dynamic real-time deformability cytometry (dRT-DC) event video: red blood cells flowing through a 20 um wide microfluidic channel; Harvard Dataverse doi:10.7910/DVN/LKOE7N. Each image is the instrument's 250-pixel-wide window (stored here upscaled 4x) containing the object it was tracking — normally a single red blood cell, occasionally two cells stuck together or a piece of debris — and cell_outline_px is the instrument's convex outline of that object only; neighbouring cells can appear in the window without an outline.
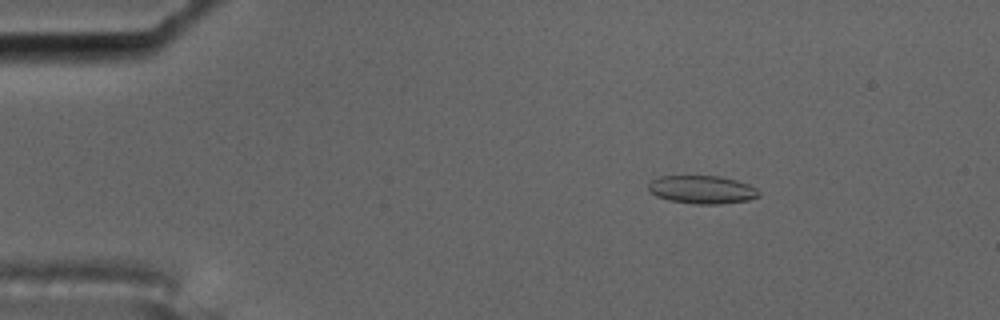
{"species": "common noctule bat (a hibernating species)", "species_latin": "Nyctalus noctula", "temperature_condition": "cold", "stored_images_in_passage": 8, "camera_frame_rate_fps": 3000, "um_per_image_px": 0.085, "animal": {"sex": "male", "body_mass_g": 17.5, "forearm_length_mm": 52.3}, "frame": {"image": 1, "passage_image": 3, "time_ms": 0.667, "image_size_px": [1000, 320], "cell_outline_px": [[760, 196], [748, 200], [720, 204], [692, 204], [668, 200], [656, 196], [648, 192], [648, 184], [652, 180], [660, 176], [720, 176], [736, 180], [748, 184], [756, 188], [760, 192]], "centroid_in_image_um": [59.66, 16.12], "position_along_channel_um": 25.3, "area_um2": 18.26}}